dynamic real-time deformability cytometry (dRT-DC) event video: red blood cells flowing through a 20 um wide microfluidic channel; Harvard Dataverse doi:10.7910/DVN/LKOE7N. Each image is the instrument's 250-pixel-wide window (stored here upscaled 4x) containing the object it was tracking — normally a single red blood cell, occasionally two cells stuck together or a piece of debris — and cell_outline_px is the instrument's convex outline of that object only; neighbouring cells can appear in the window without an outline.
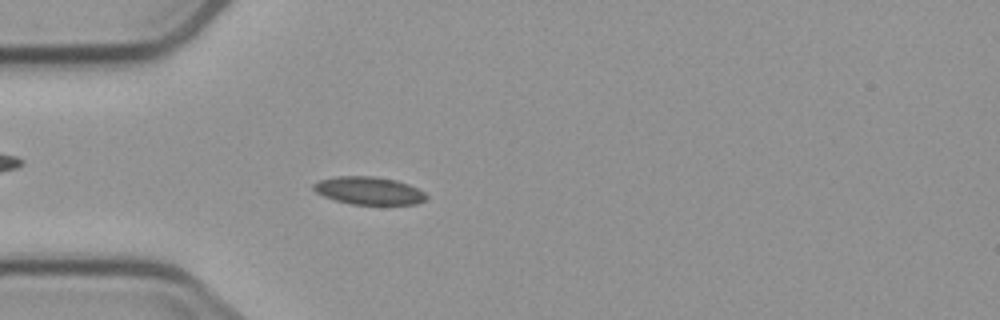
{"species": "common noctule bat (a hibernating species)", "species_latin": "Nyctalus noctula", "temperature_condition": "cold", "stored_images_in_passage": 4, "camera_frame_rate_fps": 3000, "um_per_image_px": 0.085, "animal": {"sex": "male", "body_mass_g": 23.1, "forearm_length_mm": 52.7}, "frame": {"image": 1, "passage_image": 4, "time_ms": 8.667, "image_size_px": [1000, 320], "cell_outline_px": [[428, 196], [424, 200], [416, 204], [352, 204], [336, 200], [324, 196], [316, 192], [312, 188], [312, 184], [320, 180], [336, 176], [372, 176], [396, 180], [408, 184], [424, 192]], "centroid_in_image_um": [31.34, 16.2], "position_along_channel_um": 53.7, "area_um2": 18.09}}